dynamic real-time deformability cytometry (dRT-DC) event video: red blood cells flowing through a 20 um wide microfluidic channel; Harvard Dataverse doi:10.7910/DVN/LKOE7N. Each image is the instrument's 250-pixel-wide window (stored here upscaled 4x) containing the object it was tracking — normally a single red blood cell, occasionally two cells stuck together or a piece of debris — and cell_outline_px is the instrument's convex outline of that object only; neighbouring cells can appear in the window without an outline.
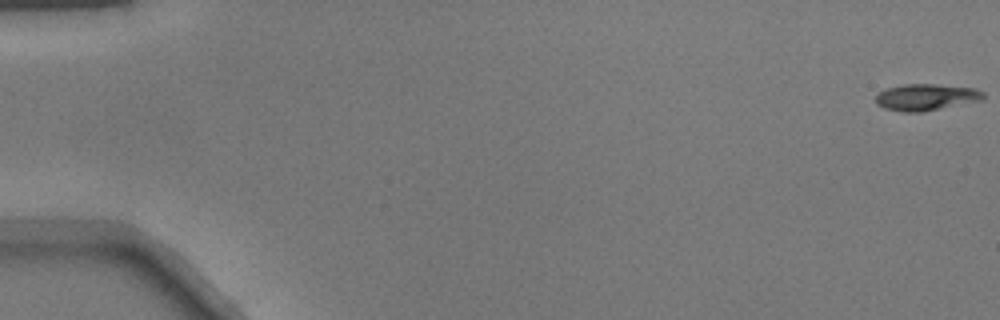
{"species": "common noctule bat (a hibernating species)", "species_latin": "Nyctalus noctula", "temperature_condition": "warm", "stored_images_in_passage": 51, "camera_frame_rate_fps": 3000, "um_per_image_px": 0.085, "animal": {"sex": "male", "body_mass_g": 17.9}, "frame": {"image": 1, "passage_image": 1, "time_ms": 0.0, "image_size_px": [1000, 320], "cell_outline_px": [[984, 96], [980, 100], [920, 112], [904, 112], [884, 108], [876, 104], [876, 96], [884, 88], [904, 84], [936, 84], [976, 88], [984, 92]], "centroid_in_image_um": [78.68, 8.24], "position_along_channel_um": 6.3, "area_um2": 16.53}}
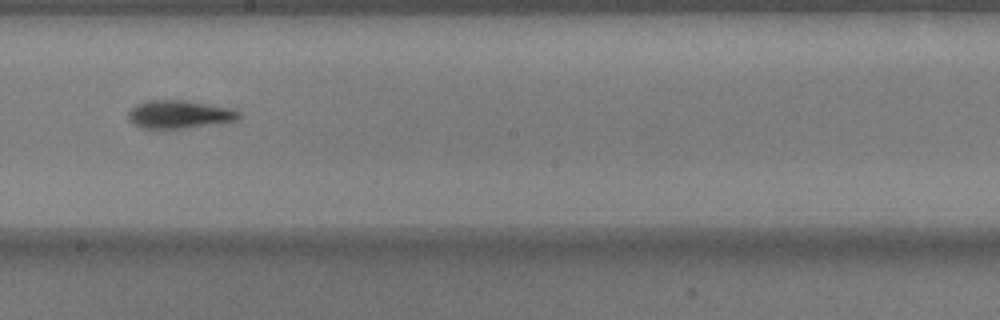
{"frame": {"image": 2, "passage_image": 30, "time_ms": 9.667, "image_size_px": [1000, 320], "cell_outline_px": [[240, 116], [236, 120], [188, 128], [144, 128], [128, 120], [128, 112], [136, 104], [148, 100], [184, 100], [228, 108], [240, 112]], "centroid_in_image_um": [15.2, 9.72], "position_along_channel_um": 233.0, "area_um2": 17.74}}
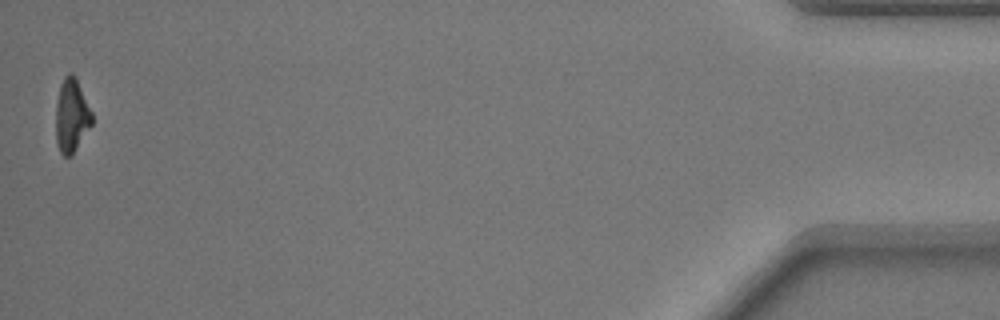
{"frame": {"image": 3, "passage_image": 51, "time_ms": 16.667, "image_size_px": [1000, 320], "cell_outline_px": [[92, 124], [72, 156], [64, 156], [60, 152], [56, 144], [56, 104], [60, 84], [64, 76], [68, 72], [72, 72], [92, 112]], "centroid_in_image_um": [6.07, 9.85], "position_along_channel_um": 429.1, "area_um2": 15.43}}